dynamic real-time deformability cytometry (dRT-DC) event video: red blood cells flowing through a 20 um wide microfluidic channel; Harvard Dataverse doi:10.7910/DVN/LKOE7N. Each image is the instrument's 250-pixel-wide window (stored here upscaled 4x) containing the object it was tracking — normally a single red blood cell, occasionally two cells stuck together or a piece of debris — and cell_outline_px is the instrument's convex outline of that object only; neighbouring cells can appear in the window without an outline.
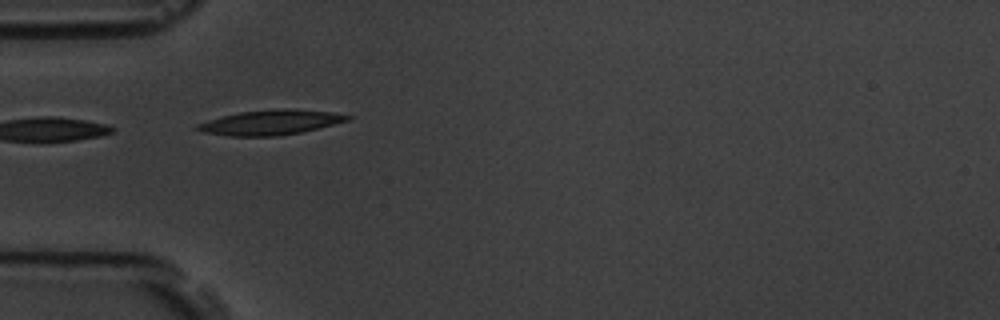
{"species": "common noctule bat (a hibernating species)", "species_latin": "Nyctalus noctula", "temperature_condition": "room temperature", "stored_images_in_passage": 4, "camera_frame_rate_fps": 3000, "um_per_image_px": 0.085, "animal": {"sex": "male", "body_mass_g": 19.5, "forearm_length_mm": 54.6}, "frame": {"image": 1, "passage_image": 2, "time_ms": 0.333, "image_size_px": [1000, 320], "cell_outline_px": [[352, 116], [348, 120], [300, 132], [276, 136], [228, 136], [204, 132], [192, 128], [196, 124], [208, 120], [240, 112], [284, 108], [288, 108], [332, 112]], "centroid_in_image_um": [22.94, 10.4], "position_along_channel_um": 62.1, "area_um2": 21.44}}
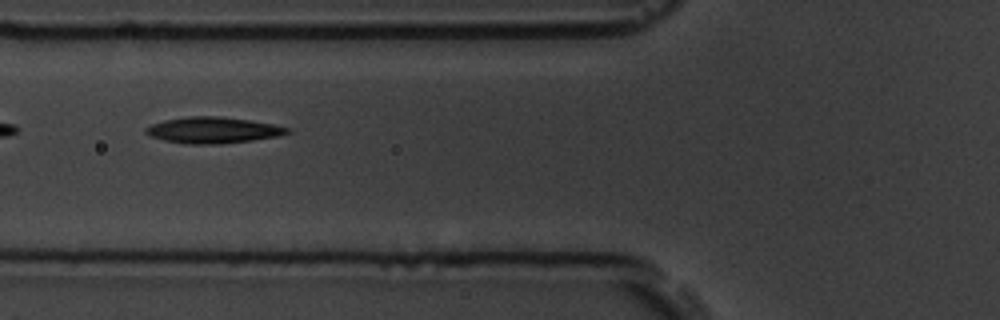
{"frame": {"image": 2, "passage_image": 3, "time_ms": 0.667, "image_size_px": [1000, 320], "cell_outline_px": [[292, 132], [280, 136], [252, 140], [220, 144], [188, 144], [164, 140], [148, 136], [144, 132], [144, 128], [152, 124], [164, 120], [188, 116], [220, 116], [248, 120], [272, 124], [292, 128]], "centroid_in_image_um": [18.11, 11.06], "position_along_channel_um": 107.7, "area_um2": 21.73}}
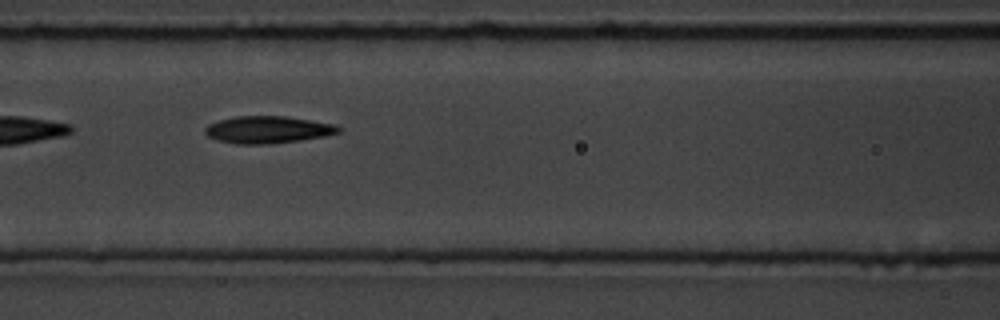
{"frame": {"image": 3, "passage_image": 4, "time_ms": 1.0, "image_size_px": [1000, 320], "cell_outline_px": [[344, 128], [340, 132], [328, 136], [300, 140], [268, 144], [236, 144], [216, 140], [208, 136], [204, 132], [204, 128], [208, 124], [220, 120], [236, 116], [284, 116], [336, 124]], "centroid_in_image_um": [22.8, 11.02], "position_along_channel_um": 143.8, "area_um2": 21.33}}